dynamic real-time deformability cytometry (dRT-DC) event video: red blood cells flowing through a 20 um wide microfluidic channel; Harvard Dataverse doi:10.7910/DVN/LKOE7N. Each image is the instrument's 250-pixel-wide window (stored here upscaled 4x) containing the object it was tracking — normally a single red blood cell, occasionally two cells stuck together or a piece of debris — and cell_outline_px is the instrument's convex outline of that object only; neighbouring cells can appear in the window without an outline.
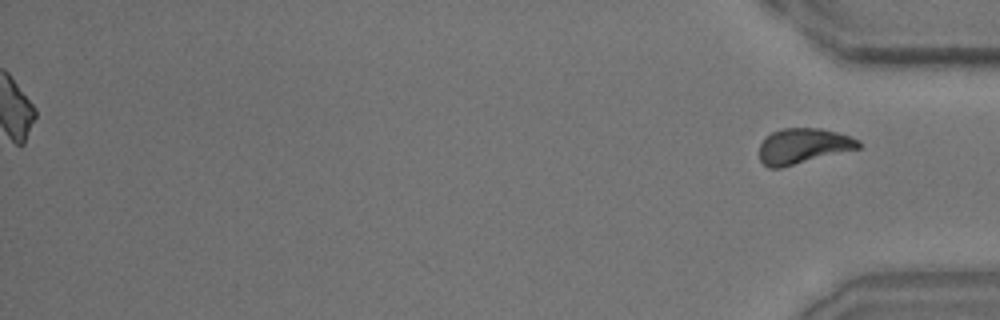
{"species": "common noctule bat (a hibernating species)", "species_latin": "Nyctalus noctula", "temperature_condition": "room temperature", "stored_images_in_passage": 40, "camera_frame_rate_fps": 3000, "um_per_image_px": 0.085, "animal": {"sex": "male", "body_mass_g": 15.6}, "frame": {"image": 1, "passage_image": 40, "time_ms": 13.0, "image_size_px": [1000, 320], "cell_outline_px": [[864, 144], [860, 148], [780, 168], [768, 168], [760, 160], [760, 144], [764, 136], [780, 128], [820, 128], [836, 132], [860, 140]], "centroid_in_image_um": [68.26, 12.4], "position_along_channel_um": 366.9, "area_um2": 20.58}}